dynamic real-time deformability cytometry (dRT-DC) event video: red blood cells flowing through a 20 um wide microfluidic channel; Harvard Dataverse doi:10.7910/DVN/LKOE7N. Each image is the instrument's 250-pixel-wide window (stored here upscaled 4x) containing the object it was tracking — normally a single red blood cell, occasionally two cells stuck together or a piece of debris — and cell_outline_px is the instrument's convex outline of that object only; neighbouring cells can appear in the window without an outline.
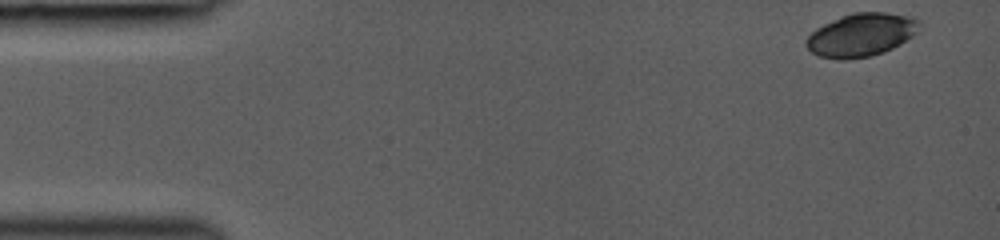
{"species": "common noctule bat (a hibernating species)", "species_latin": "Nyctalus noctula", "temperature_condition": "room temperature", "stored_images_in_passage": 23, "camera_frame_rate_fps": 3000, "um_per_image_px": 0.085, "animal": {"sex": "female", "body_mass_g": 19.0, "forearm_length_mm": 53.3}, "frame": {"image": 1, "passage_image": 1, "time_ms": 0.0, "image_size_px": [1000, 240], "cell_outline_px": [[920, 32], [900, 44], [884, 52], [868, 56], [840, 60], [820, 56], [812, 52], [804, 44], [804, 40], [816, 28], [824, 24], [852, 12], [888, 12], [916, 16], [920, 20]], "centroid_in_image_um": [73.26, 2.94], "position_along_channel_um": 11.7, "area_um2": 28.73}}
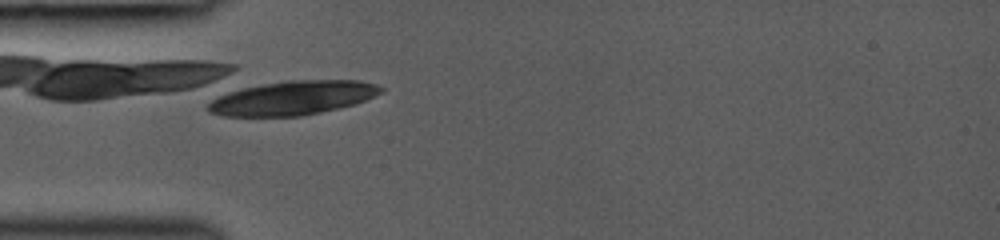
{"frame": {"image": 2, "passage_image": 20, "time_ms": 4.0, "image_size_px": [1000, 240], "cell_outline_px": [[384, 92], [376, 96], [356, 104], [320, 112], [300, 116], [224, 116], [208, 112], [208, 104], [212, 100], [228, 92], [244, 88], [264, 84], [288, 80], [360, 80], [376, 84], [384, 88]], "centroid_in_image_um": [24.95, 8.32], "position_along_channel_um": 60.1, "area_um2": 34.16}}